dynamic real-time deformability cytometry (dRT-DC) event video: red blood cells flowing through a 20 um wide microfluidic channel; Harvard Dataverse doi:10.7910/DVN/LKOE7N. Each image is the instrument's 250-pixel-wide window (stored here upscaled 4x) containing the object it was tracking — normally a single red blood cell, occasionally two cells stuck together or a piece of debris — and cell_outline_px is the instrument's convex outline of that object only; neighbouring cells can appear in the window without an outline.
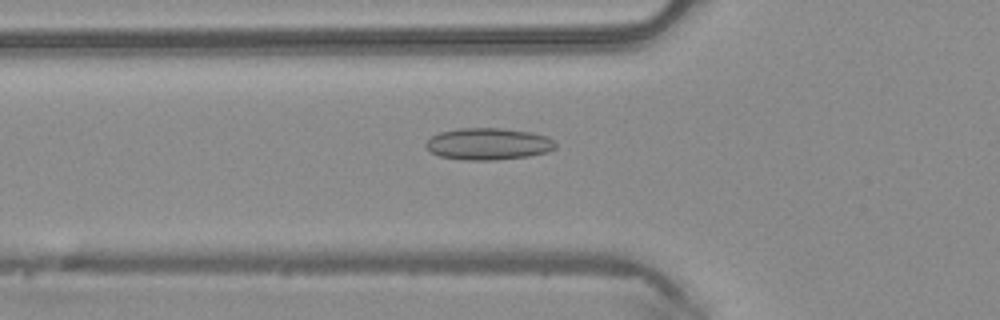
{"species": "common noctule bat (a hibernating species)", "species_latin": "Nyctalus noctula", "temperature_condition": "warm", "stored_images_in_passage": 35, "camera_frame_rate_fps": 3000, "um_per_image_px": 0.085, "animal": {"sex": "male", "body_mass_g": 20.4}, "frame": {"image": 1, "passage_image": 4, "time_ms": 1.0, "image_size_px": [1000, 320], "cell_outline_px": [[556, 148], [548, 152], [528, 156], [496, 160], [464, 160], [440, 156], [428, 152], [424, 144], [432, 136], [440, 132], [460, 128], [500, 128], [528, 132], [544, 136], [552, 140], [556, 144]], "centroid_in_image_um": [41.46, 12.24], "position_along_channel_um": 84.3, "area_um2": 23.99}}
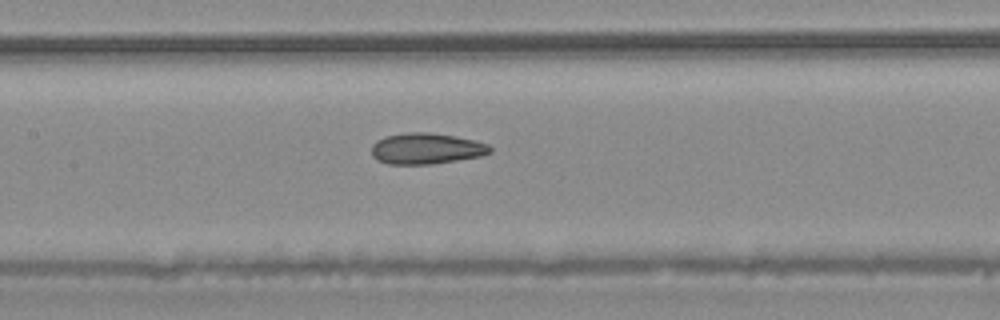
{"frame": {"image": 2, "passage_image": 10, "time_ms": 3.0, "image_size_px": [1000, 320], "cell_outline_px": [[492, 152], [480, 156], [432, 164], [388, 164], [376, 160], [372, 156], [372, 144], [376, 140], [384, 136], [408, 132], [428, 132], [456, 136], [488, 144], [492, 148]], "centroid_in_image_um": [36.2, 12.62], "position_along_channel_um": 171.2, "area_um2": 21.5}}
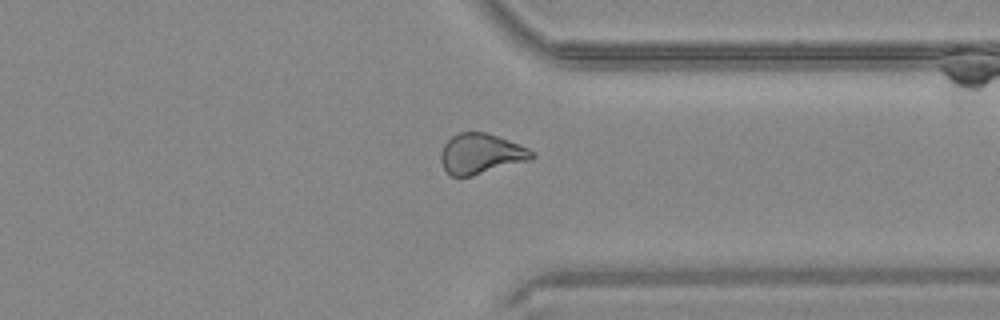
{"frame": {"image": 3, "passage_image": 24, "time_ms": 7.667, "image_size_px": [1000, 320], "cell_outline_px": [[536, 156], [532, 160], [472, 176], [452, 176], [444, 168], [440, 160], [440, 152], [444, 144], [452, 136], [460, 132], [484, 132], [496, 136], [528, 148], [536, 152]], "centroid_in_image_um": [40.9, 13.08], "position_along_channel_um": 370.5, "area_um2": 21.39}}